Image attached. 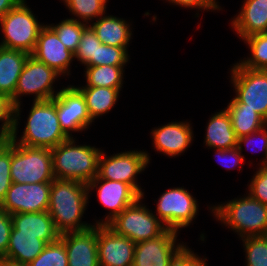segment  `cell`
<instances>
[{"label": "cell", "mask_w": 267, "mask_h": 266, "mask_svg": "<svg viewBox=\"0 0 267 266\" xmlns=\"http://www.w3.org/2000/svg\"><path fill=\"white\" fill-rule=\"evenodd\" d=\"M90 195L86 184L55 178L51 185L48 213L61 234L82 231L94 224L82 221Z\"/></svg>", "instance_id": "1"}, {"label": "cell", "mask_w": 267, "mask_h": 266, "mask_svg": "<svg viewBox=\"0 0 267 266\" xmlns=\"http://www.w3.org/2000/svg\"><path fill=\"white\" fill-rule=\"evenodd\" d=\"M208 208L217 221L228 226L240 239L267 235V205L247 193L243 197Z\"/></svg>", "instance_id": "2"}, {"label": "cell", "mask_w": 267, "mask_h": 266, "mask_svg": "<svg viewBox=\"0 0 267 266\" xmlns=\"http://www.w3.org/2000/svg\"><path fill=\"white\" fill-rule=\"evenodd\" d=\"M76 138H69L51 149L53 174L88 184L98 174V160L102 149L87 144L78 145Z\"/></svg>", "instance_id": "3"}, {"label": "cell", "mask_w": 267, "mask_h": 266, "mask_svg": "<svg viewBox=\"0 0 267 266\" xmlns=\"http://www.w3.org/2000/svg\"><path fill=\"white\" fill-rule=\"evenodd\" d=\"M26 119L21 138L17 135L11 137L19 145L52 149L69 139L58 121L56 96L49 100L33 101Z\"/></svg>", "instance_id": "4"}, {"label": "cell", "mask_w": 267, "mask_h": 266, "mask_svg": "<svg viewBox=\"0 0 267 266\" xmlns=\"http://www.w3.org/2000/svg\"><path fill=\"white\" fill-rule=\"evenodd\" d=\"M62 77L54 69L29 55L18 79V84L11 98L14 106V130L12 135H18L20 124L22 97L34 95L33 101L53 99L59 91L53 86ZM58 78V79H57Z\"/></svg>", "instance_id": "5"}, {"label": "cell", "mask_w": 267, "mask_h": 266, "mask_svg": "<svg viewBox=\"0 0 267 266\" xmlns=\"http://www.w3.org/2000/svg\"><path fill=\"white\" fill-rule=\"evenodd\" d=\"M45 25L38 21L32 9L26 4V0H22L0 19L3 35L0 47L31 54Z\"/></svg>", "instance_id": "6"}, {"label": "cell", "mask_w": 267, "mask_h": 266, "mask_svg": "<svg viewBox=\"0 0 267 266\" xmlns=\"http://www.w3.org/2000/svg\"><path fill=\"white\" fill-rule=\"evenodd\" d=\"M10 174L14 183L53 182L51 149L19 145L11 140Z\"/></svg>", "instance_id": "7"}, {"label": "cell", "mask_w": 267, "mask_h": 266, "mask_svg": "<svg viewBox=\"0 0 267 266\" xmlns=\"http://www.w3.org/2000/svg\"><path fill=\"white\" fill-rule=\"evenodd\" d=\"M140 197L134 204L125 208L107 226L116 234L125 236L134 243L150 240L162 234L167 228Z\"/></svg>", "instance_id": "8"}, {"label": "cell", "mask_w": 267, "mask_h": 266, "mask_svg": "<svg viewBox=\"0 0 267 266\" xmlns=\"http://www.w3.org/2000/svg\"><path fill=\"white\" fill-rule=\"evenodd\" d=\"M149 154L146 150H129L107 156L106 152L101 151L97 176L129 184L141 197H144L145 193L138 184L137 175L149 167L151 163Z\"/></svg>", "instance_id": "9"}, {"label": "cell", "mask_w": 267, "mask_h": 266, "mask_svg": "<svg viewBox=\"0 0 267 266\" xmlns=\"http://www.w3.org/2000/svg\"><path fill=\"white\" fill-rule=\"evenodd\" d=\"M230 70L235 90V97L230 102L246 104L267 122V70L249 69L238 62Z\"/></svg>", "instance_id": "10"}, {"label": "cell", "mask_w": 267, "mask_h": 266, "mask_svg": "<svg viewBox=\"0 0 267 266\" xmlns=\"http://www.w3.org/2000/svg\"><path fill=\"white\" fill-rule=\"evenodd\" d=\"M156 202L155 215L176 232L190 226L199 212L197 199L184 187L167 189Z\"/></svg>", "instance_id": "11"}, {"label": "cell", "mask_w": 267, "mask_h": 266, "mask_svg": "<svg viewBox=\"0 0 267 266\" xmlns=\"http://www.w3.org/2000/svg\"><path fill=\"white\" fill-rule=\"evenodd\" d=\"M180 232L166 229L162 234L135 245L133 266H170L187 247L177 243Z\"/></svg>", "instance_id": "12"}, {"label": "cell", "mask_w": 267, "mask_h": 266, "mask_svg": "<svg viewBox=\"0 0 267 266\" xmlns=\"http://www.w3.org/2000/svg\"><path fill=\"white\" fill-rule=\"evenodd\" d=\"M56 111L61 129L69 138L74 137L72 132L82 133L94 122L90 118L84 96L74 85L59 90Z\"/></svg>", "instance_id": "13"}, {"label": "cell", "mask_w": 267, "mask_h": 266, "mask_svg": "<svg viewBox=\"0 0 267 266\" xmlns=\"http://www.w3.org/2000/svg\"><path fill=\"white\" fill-rule=\"evenodd\" d=\"M87 188L89 194L97 189L98 201L109 210L105 219L95 220L94 225H107L141 197L129 184L99 178L97 175L87 184Z\"/></svg>", "instance_id": "14"}, {"label": "cell", "mask_w": 267, "mask_h": 266, "mask_svg": "<svg viewBox=\"0 0 267 266\" xmlns=\"http://www.w3.org/2000/svg\"><path fill=\"white\" fill-rule=\"evenodd\" d=\"M52 182L20 184L12 182L0 208L8 214L48 211Z\"/></svg>", "instance_id": "15"}, {"label": "cell", "mask_w": 267, "mask_h": 266, "mask_svg": "<svg viewBox=\"0 0 267 266\" xmlns=\"http://www.w3.org/2000/svg\"><path fill=\"white\" fill-rule=\"evenodd\" d=\"M99 266H133L135 245L107 225H97Z\"/></svg>", "instance_id": "16"}, {"label": "cell", "mask_w": 267, "mask_h": 266, "mask_svg": "<svg viewBox=\"0 0 267 266\" xmlns=\"http://www.w3.org/2000/svg\"><path fill=\"white\" fill-rule=\"evenodd\" d=\"M30 55L54 69L61 76L71 75L70 64L74 60V53L65 47L47 24L41 29L35 48Z\"/></svg>", "instance_id": "17"}, {"label": "cell", "mask_w": 267, "mask_h": 266, "mask_svg": "<svg viewBox=\"0 0 267 266\" xmlns=\"http://www.w3.org/2000/svg\"><path fill=\"white\" fill-rule=\"evenodd\" d=\"M155 151L168 157H177L193 143V129L187 121H172L151 131Z\"/></svg>", "instance_id": "18"}, {"label": "cell", "mask_w": 267, "mask_h": 266, "mask_svg": "<svg viewBox=\"0 0 267 266\" xmlns=\"http://www.w3.org/2000/svg\"><path fill=\"white\" fill-rule=\"evenodd\" d=\"M68 256V266H99L97 225L60 235Z\"/></svg>", "instance_id": "19"}, {"label": "cell", "mask_w": 267, "mask_h": 266, "mask_svg": "<svg viewBox=\"0 0 267 266\" xmlns=\"http://www.w3.org/2000/svg\"><path fill=\"white\" fill-rule=\"evenodd\" d=\"M242 8L231 20L235 33L241 40L267 32V0H243Z\"/></svg>", "instance_id": "20"}, {"label": "cell", "mask_w": 267, "mask_h": 266, "mask_svg": "<svg viewBox=\"0 0 267 266\" xmlns=\"http://www.w3.org/2000/svg\"><path fill=\"white\" fill-rule=\"evenodd\" d=\"M12 227L19 234L38 235L46 244L60 238L54 220L48 211L11 214Z\"/></svg>", "instance_id": "21"}, {"label": "cell", "mask_w": 267, "mask_h": 266, "mask_svg": "<svg viewBox=\"0 0 267 266\" xmlns=\"http://www.w3.org/2000/svg\"><path fill=\"white\" fill-rule=\"evenodd\" d=\"M89 25L102 44L123 47L128 51L129 42L133 35L130 22L124 18L104 14Z\"/></svg>", "instance_id": "22"}, {"label": "cell", "mask_w": 267, "mask_h": 266, "mask_svg": "<svg viewBox=\"0 0 267 266\" xmlns=\"http://www.w3.org/2000/svg\"><path fill=\"white\" fill-rule=\"evenodd\" d=\"M30 54L0 47V94L14 96L19 76Z\"/></svg>", "instance_id": "23"}, {"label": "cell", "mask_w": 267, "mask_h": 266, "mask_svg": "<svg viewBox=\"0 0 267 266\" xmlns=\"http://www.w3.org/2000/svg\"><path fill=\"white\" fill-rule=\"evenodd\" d=\"M204 143L211 149L237 147V137L232 128V120L225 108L212 114L208 120Z\"/></svg>", "instance_id": "24"}, {"label": "cell", "mask_w": 267, "mask_h": 266, "mask_svg": "<svg viewBox=\"0 0 267 266\" xmlns=\"http://www.w3.org/2000/svg\"><path fill=\"white\" fill-rule=\"evenodd\" d=\"M46 245L43 240L38 239V235L19 234V231L12 227L4 258L28 264L43 251Z\"/></svg>", "instance_id": "25"}, {"label": "cell", "mask_w": 267, "mask_h": 266, "mask_svg": "<svg viewBox=\"0 0 267 266\" xmlns=\"http://www.w3.org/2000/svg\"><path fill=\"white\" fill-rule=\"evenodd\" d=\"M84 96L90 118H96L109 113L120 98L122 88L108 87H77Z\"/></svg>", "instance_id": "26"}, {"label": "cell", "mask_w": 267, "mask_h": 266, "mask_svg": "<svg viewBox=\"0 0 267 266\" xmlns=\"http://www.w3.org/2000/svg\"><path fill=\"white\" fill-rule=\"evenodd\" d=\"M225 109L231 117L232 128L237 138L254 133L267 125L257 112L241 102H229Z\"/></svg>", "instance_id": "27"}, {"label": "cell", "mask_w": 267, "mask_h": 266, "mask_svg": "<svg viewBox=\"0 0 267 266\" xmlns=\"http://www.w3.org/2000/svg\"><path fill=\"white\" fill-rule=\"evenodd\" d=\"M85 86L80 87H108L123 88L124 66L100 65L85 67Z\"/></svg>", "instance_id": "28"}, {"label": "cell", "mask_w": 267, "mask_h": 266, "mask_svg": "<svg viewBox=\"0 0 267 266\" xmlns=\"http://www.w3.org/2000/svg\"><path fill=\"white\" fill-rule=\"evenodd\" d=\"M74 17L70 18L89 25L106 14L108 0H62ZM76 17V18H75Z\"/></svg>", "instance_id": "29"}, {"label": "cell", "mask_w": 267, "mask_h": 266, "mask_svg": "<svg viewBox=\"0 0 267 266\" xmlns=\"http://www.w3.org/2000/svg\"><path fill=\"white\" fill-rule=\"evenodd\" d=\"M242 41L247 44L251 55L238 63L253 70H267V32L251 35Z\"/></svg>", "instance_id": "30"}, {"label": "cell", "mask_w": 267, "mask_h": 266, "mask_svg": "<svg viewBox=\"0 0 267 266\" xmlns=\"http://www.w3.org/2000/svg\"><path fill=\"white\" fill-rule=\"evenodd\" d=\"M47 25L57 34L65 47L73 53L77 51L83 30L87 26V24L70 19V17L63 19L58 24Z\"/></svg>", "instance_id": "31"}, {"label": "cell", "mask_w": 267, "mask_h": 266, "mask_svg": "<svg viewBox=\"0 0 267 266\" xmlns=\"http://www.w3.org/2000/svg\"><path fill=\"white\" fill-rule=\"evenodd\" d=\"M28 266H68L64 242L58 238L55 242L48 243Z\"/></svg>", "instance_id": "32"}, {"label": "cell", "mask_w": 267, "mask_h": 266, "mask_svg": "<svg viewBox=\"0 0 267 266\" xmlns=\"http://www.w3.org/2000/svg\"><path fill=\"white\" fill-rule=\"evenodd\" d=\"M245 252V266H267V235L240 239Z\"/></svg>", "instance_id": "33"}, {"label": "cell", "mask_w": 267, "mask_h": 266, "mask_svg": "<svg viewBox=\"0 0 267 266\" xmlns=\"http://www.w3.org/2000/svg\"><path fill=\"white\" fill-rule=\"evenodd\" d=\"M101 44L95 31L87 25L83 30L78 49L74 53V59H77L84 67H92V59H96L97 46Z\"/></svg>", "instance_id": "34"}, {"label": "cell", "mask_w": 267, "mask_h": 266, "mask_svg": "<svg viewBox=\"0 0 267 266\" xmlns=\"http://www.w3.org/2000/svg\"><path fill=\"white\" fill-rule=\"evenodd\" d=\"M128 53L123 47L101 44L97 46L96 59H92V66H127L130 60Z\"/></svg>", "instance_id": "35"}, {"label": "cell", "mask_w": 267, "mask_h": 266, "mask_svg": "<svg viewBox=\"0 0 267 266\" xmlns=\"http://www.w3.org/2000/svg\"><path fill=\"white\" fill-rule=\"evenodd\" d=\"M11 139L0 141V203L12 184L11 174Z\"/></svg>", "instance_id": "36"}, {"label": "cell", "mask_w": 267, "mask_h": 266, "mask_svg": "<svg viewBox=\"0 0 267 266\" xmlns=\"http://www.w3.org/2000/svg\"><path fill=\"white\" fill-rule=\"evenodd\" d=\"M0 141L11 139L14 130V106L11 99L0 94Z\"/></svg>", "instance_id": "37"}, {"label": "cell", "mask_w": 267, "mask_h": 266, "mask_svg": "<svg viewBox=\"0 0 267 266\" xmlns=\"http://www.w3.org/2000/svg\"><path fill=\"white\" fill-rule=\"evenodd\" d=\"M248 185L247 194L259 202L267 205V165H258Z\"/></svg>", "instance_id": "38"}, {"label": "cell", "mask_w": 267, "mask_h": 266, "mask_svg": "<svg viewBox=\"0 0 267 266\" xmlns=\"http://www.w3.org/2000/svg\"><path fill=\"white\" fill-rule=\"evenodd\" d=\"M256 139H257V141H256ZM258 140H259V143L261 141L260 144L258 143V145H260L259 150L260 151L262 150L263 154H264L263 159H261L262 161H260V164H258V165H267V125L262 127L261 129L255 131L254 133L237 138V148L242 153L243 145H245L248 149V147L250 148V145L254 146L253 144L258 142Z\"/></svg>", "instance_id": "39"}, {"label": "cell", "mask_w": 267, "mask_h": 266, "mask_svg": "<svg viewBox=\"0 0 267 266\" xmlns=\"http://www.w3.org/2000/svg\"><path fill=\"white\" fill-rule=\"evenodd\" d=\"M215 155L219 158V163L224 167L226 170H232L234 168L239 169L242 171L243 168L242 163L244 162V155L238 150L237 147L230 148V149H215ZM237 166V167H236Z\"/></svg>", "instance_id": "40"}, {"label": "cell", "mask_w": 267, "mask_h": 266, "mask_svg": "<svg viewBox=\"0 0 267 266\" xmlns=\"http://www.w3.org/2000/svg\"><path fill=\"white\" fill-rule=\"evenodd\" d=\"M11 229V214L0 208V259L6 256Z\"/></svg>", "instance_id": "41"}, {"label": "cell", "mask_w": 267, "mask_h": 266, "mask_svg": "<svg viewBox=\"0 0 267 266\" xmlns=\"http://www.w3.org/2000/svg\"><path fill=\"white\" fill-rule=\"evenodd\" d=\"M207 258H201L187 247L178 255L170 266H208Z\"/></svg>", "instance_id": "42"}, {"label": "cell", "mask_w": 267, "mask_h": 266, "mask_svg": "<svg viewBox=\"0 0 267 266\" xmlns=\"http://www.w3.org/2000/svg\"><path fill=\"white\" fill-rule=\"evenodd\" d=\"M164 1V0H163ZM168 3L173 5H179L182 8H189V9H198L202 12L203 11H216L221 10V8L215 4L212 0H165Z\"/></svg>", "instance_id": "43"}, {"label": "cell", "mask_w": 267, "mask_h": 266, "mask_svg": "<svg viewBox=\"0 0 267 266\" xmlns=\"http://www.w3.org/2000/svg\"><path fill=\"white\" fill-rule=\"evenodd\" d=\"M22 0H0V19Z\"/></svg>", "instance_id": "44"}, {"label": "cell", "mask_w": 267, "mask_h": 266, "mask_svg": "<svg viewBox=\"0 0 267 266\" xmlns=\"http://www.w3.org/2000/svg\"><path fill=\"white\" fill-rule=\"evenodd\" d=\"M0 266H28V264L25 263H18L6 258L0 259Z\"/></svg>", "instance_id": "45"}, {"label": "cell", "mask_w": 267, "mask_h": 266, "mask_svg": "<svg viewBox=\"0 0 267 266\" xmlns=\"http://www.w3.org/2000/svg\"><path fill=\"white\" fill-rule=\"evenodd\" d=\"M215 4H217L220 8H222L220 5H219V3H218V1L217 0H212Z\"/></svg>", "instance_id": "46"}]
</instances>
